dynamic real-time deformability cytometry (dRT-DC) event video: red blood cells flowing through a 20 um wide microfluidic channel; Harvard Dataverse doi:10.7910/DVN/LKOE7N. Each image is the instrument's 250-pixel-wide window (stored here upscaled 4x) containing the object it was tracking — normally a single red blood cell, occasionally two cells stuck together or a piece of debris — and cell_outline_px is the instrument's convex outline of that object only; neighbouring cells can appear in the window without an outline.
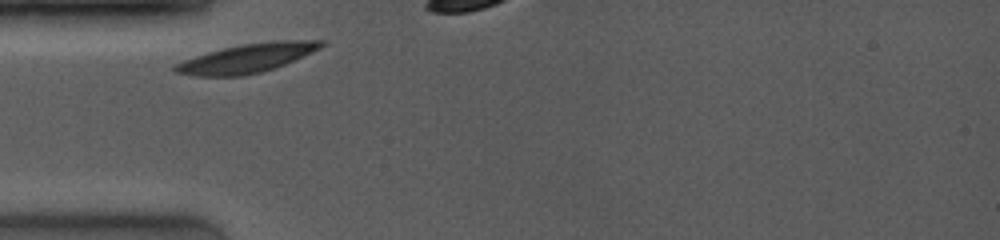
{"species": "common noctule bat (a hibernating species)", "species_latin": "Nyctalus noctula", "temperature_condition": "room temperature", "stored_images_in_passage": 3, "camera_frame_rate_fps": 4000, "um_per_image_px": 0.085, "animal": {"sex": "female", "body_mass_g": 19.0, "forearm_length_mm": 53.3}, "frame": {"image": 1, "passage_image": 1, "time_ms": 0.0, "image_size_px": [1000, 240], "cell_outline_px": [[324, 44], [320, 48], [304, 56], [284, 64], [260, 72], [244, 76], [196, 76], [176, 72], [172, 68], [172, 64], [208, 52], [224, 48], [244, 44], [276, 40], [324, 40]], "centroid_in_image_um": [20.98, 4.94], "position_along_channel_um": 64.0, "area_um2": 24.33}}